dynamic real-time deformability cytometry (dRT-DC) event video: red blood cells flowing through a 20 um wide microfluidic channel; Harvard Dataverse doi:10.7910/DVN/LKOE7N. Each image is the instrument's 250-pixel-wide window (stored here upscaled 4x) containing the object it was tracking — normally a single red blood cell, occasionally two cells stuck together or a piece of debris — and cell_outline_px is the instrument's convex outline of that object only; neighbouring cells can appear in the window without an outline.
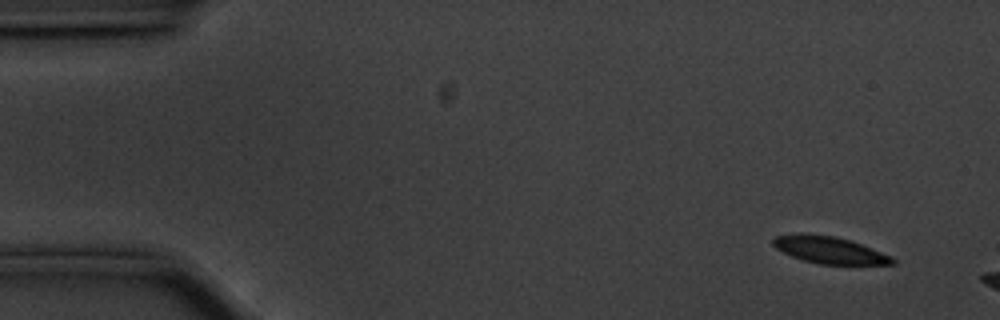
{"species": "common noctule bat (a hibernating species)", "species_latin": "Nyctalus noctula", "temperature_condition": "cold", "stored_images_in_passage": 10, "camera_frame_rate_fps": 3000, "um_per_image_px": 0.085, "animal": {"sex": "male", "body_mass_g": 20.1, "forearm_length_mm": 53.5}, "frame": {"image": 1, "passage_image": 4, "time_ms": 1.0, "image_size_px": [1000, 320], "cell_outline_px": [[896, 264], [820, 264], [804, 260], [792, 256], [776, 248], [772, 244], [772, 240], [776, 236], [832, 236], [848, 240], [860, 244], [892, 256], [896, 260]], "centroid_in_image_um": [70.58, 21.3], "position_along_channel_um": 14.4, "area_um2": 17.74}}